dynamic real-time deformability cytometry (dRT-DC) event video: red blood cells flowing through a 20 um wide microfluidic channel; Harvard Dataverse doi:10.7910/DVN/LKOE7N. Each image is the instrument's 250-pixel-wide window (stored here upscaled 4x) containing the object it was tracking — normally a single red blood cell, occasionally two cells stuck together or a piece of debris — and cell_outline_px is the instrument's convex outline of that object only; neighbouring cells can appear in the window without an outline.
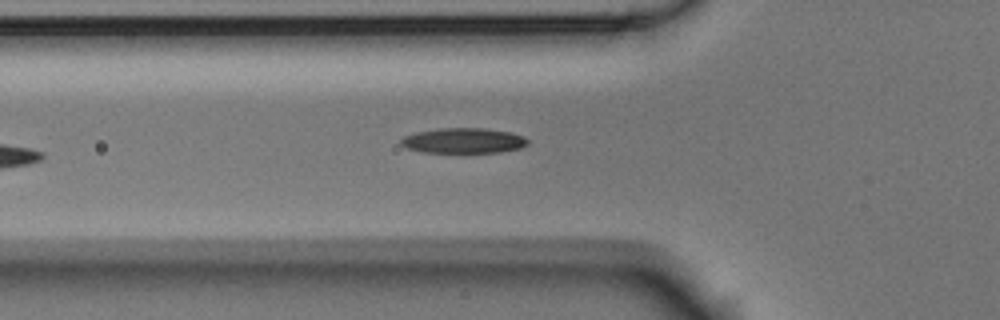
{"species": "Egyptian fruit bat (a non-hibernating species)", "species_latin": "Rousettus aegyptiacus", "temperature_condition": "room temperature", "stored_images_in_passage": 4, "camera_frame_rate_fps": 3000, "um_per_image_px": 0.085, "animal": {"sex": "male"}, "frame": {"image": 1, "passage_image": 4, "time_ms": 1.0, "image_size_px": [1000, 320], "cell_outline_px": [[528, 144], [520, 148], [500, 152], [420, 152], [408, 148], [400, 144], [400, 140], [404, 136], [416, 132], [440, 128], [480, 128], [508, 132], [524, 136], [528, 140]], "centroid_in_image_um": [39.38, 11.95], "position_along_channel_um": 86.4, "area_um2": 18.5}}